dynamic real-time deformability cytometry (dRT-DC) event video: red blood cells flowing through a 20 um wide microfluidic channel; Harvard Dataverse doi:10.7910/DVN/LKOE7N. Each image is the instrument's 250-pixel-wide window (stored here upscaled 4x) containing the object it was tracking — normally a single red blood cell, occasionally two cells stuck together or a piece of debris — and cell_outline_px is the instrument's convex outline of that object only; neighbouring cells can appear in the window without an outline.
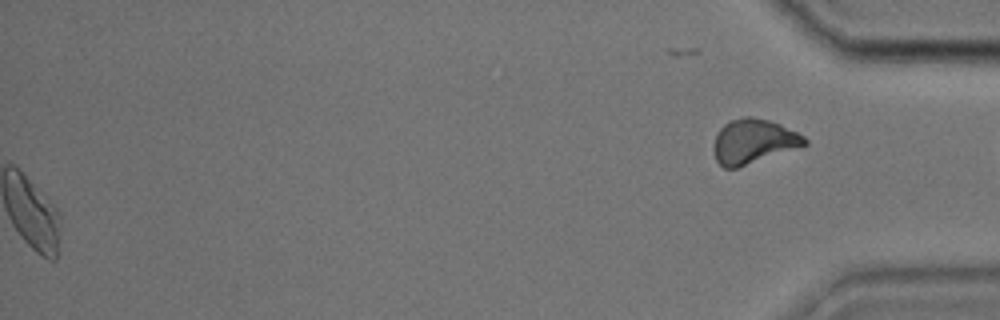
{"species": "common noctule bat (a hibernating species)", "species_latin": "Nyctalus noctula", "temperature_condition": "cold", "stored_images_in_passage": 41, "segment_of_instrument_passage": [2, 2], "camera_frame_rate_fps": 3000, "um_per_image_px": 0.085, "animal": {"sex": "male", "body_mass_g": 17.9, "forearm_length_mm": 54.2}, "frame": {"image": 1, "passage_image": 41, "time_ms": 13.333, "image_size_px": [1000, 320], "cell_outline_px": [[808, 144], [736, 168], [724, 168], [716, 160], [716, 132], [724, 124], [732, 120], [744, 116], [752, 116], [768, 120], [780, 124], [804, 136], [808, 140]], "centroid_in_image_um": [64.06, 12.0], "position_along_channel_um": 371.1, "area_um2": 23.06}}